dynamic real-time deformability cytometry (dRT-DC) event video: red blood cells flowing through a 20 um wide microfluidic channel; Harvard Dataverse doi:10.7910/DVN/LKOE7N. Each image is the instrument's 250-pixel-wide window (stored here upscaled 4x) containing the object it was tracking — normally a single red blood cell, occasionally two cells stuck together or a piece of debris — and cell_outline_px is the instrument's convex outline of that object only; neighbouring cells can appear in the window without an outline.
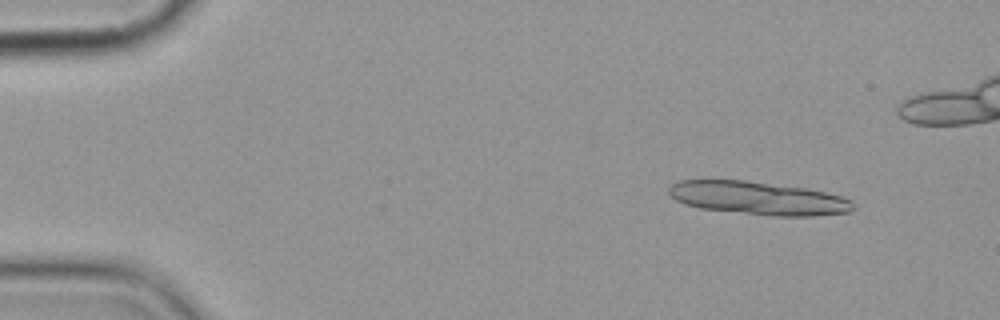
{"species": "common noctule bat (a hibernating species)", "species_latin": "Nyctalus noctula", "temperature_condition": "cold", "stored_images_in_passage": 5, "camera_frame_rate_fps": 3000, "um_per_image_px": 0.085, "animal": {"sex": "female", "body_mass_g": 19.9}, "frame": {"image": 1, "passage_image": 2, "time_ms": 1.0, "image_size_px": [1000, 320], "cell_outline_px": [[856, 208], [852, 212], [812, 216], [776, 216], [700, 208], [684, 204], [668, 196], [668, 188], [672, 184], [680, 180], [744, 180], [804, 188], [824, 192], [840, 196], [852, 200], [856, 204]], "centroid_in_image_um": [64.46, 16.85], "position_along_channel_um": 20.5, "area_um2": 35.66}}